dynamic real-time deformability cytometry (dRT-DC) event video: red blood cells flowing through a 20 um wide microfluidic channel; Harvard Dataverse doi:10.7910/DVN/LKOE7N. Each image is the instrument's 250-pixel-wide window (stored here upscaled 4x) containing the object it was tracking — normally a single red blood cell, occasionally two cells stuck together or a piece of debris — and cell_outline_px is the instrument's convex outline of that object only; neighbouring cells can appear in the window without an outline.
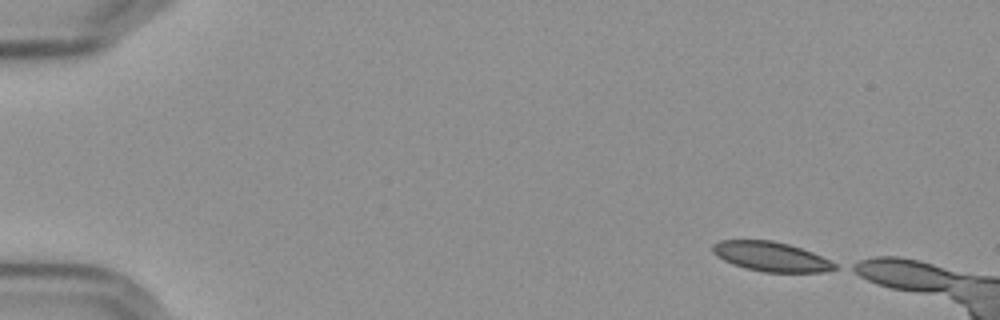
{"species": "Egyptian fruit bat (a non-hibernating species)", "species_latin": "Rousettus aegyptiacus", "temperature_condition": "cold", "stored_images_in_passage": 14, "camera_frame_rate_fps": 3000, "um_per_image_px": 0.085, "frame": {"image": 1, "passage_image": 1, "time_ms": 0.0, "image_size_px": [1000, 320], "cell_outline_px": [[836, 268], [824, 272], [764, 272], [732, 264], [716, 256], [712, 252], [712, 244], [720, 240], [772, 240], [788, 244], [812, 252], [836, 264]], "centroid_in_image_um": [65.49, 21.8], "position_along_channel_um": 19.5, "area_um2": 20.81}}